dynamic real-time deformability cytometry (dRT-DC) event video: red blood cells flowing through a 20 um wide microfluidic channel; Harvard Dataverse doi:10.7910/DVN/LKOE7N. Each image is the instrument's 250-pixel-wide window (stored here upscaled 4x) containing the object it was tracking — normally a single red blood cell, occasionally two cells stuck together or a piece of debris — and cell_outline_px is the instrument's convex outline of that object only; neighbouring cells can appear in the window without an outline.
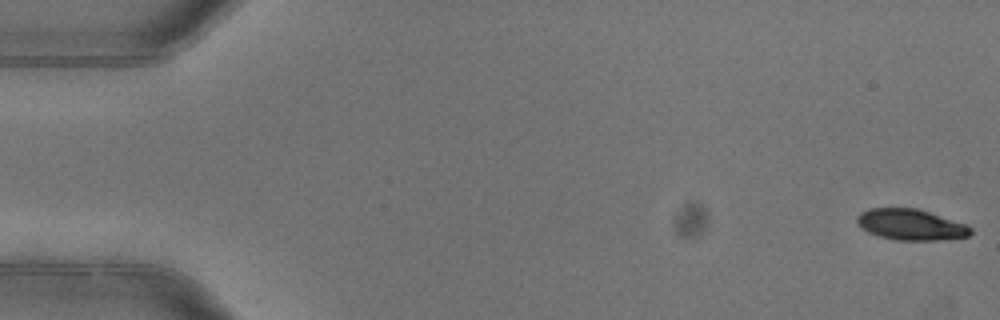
{"species": "common noctule bat (a hibernating species)", "species_latin": "Nyctalus noctula", "temperature_condition": "warm", "stored_images_in_passage": 6, "camera_frame_rate_fps": 3000, "um_per_image_px": 0.085, "animal": {"sex": "female"}, "frame": {"image": 1, "passage_image": 1, "time_ms": 0.0, "image_size_px": [1000, 320], "cell_outline_px": [[972, 232], [968, 236], [936, 240], [896, 240], [880, 236], [868, 232], [860, 228], [856, 224], [856, 216], [860, 212], [868, 208], [916, 208], [964, 224], [972, 228]], "centroid_in_image_um": [77.33, 19.09], "position_along_channel_um": 7.7, "area_um2": 20.35}}
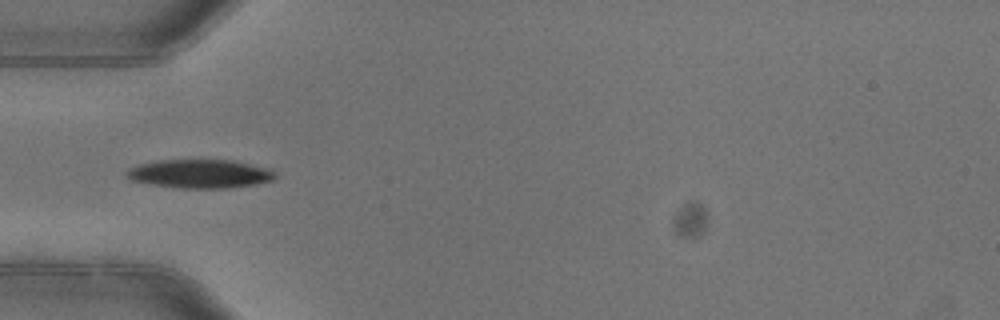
{"frame": {"image": 2, "passage_image": 5, "time_ms": 1.333, "image_size_px": [1000, 320], "cell_outline_px": [[276, 176], [272, 180], [252, 184], [228, 188], [176, 188], [152, 184], [132, 180], [124, 176], [124, 172], [128, 168], [140, 164], [156, 160], [232, 160], [264, 168], [272, 172]], "centroid_in_image_um": [16.88, 14.77], "position_along_channel_um": 68.1, "area_um2": 24.51}}